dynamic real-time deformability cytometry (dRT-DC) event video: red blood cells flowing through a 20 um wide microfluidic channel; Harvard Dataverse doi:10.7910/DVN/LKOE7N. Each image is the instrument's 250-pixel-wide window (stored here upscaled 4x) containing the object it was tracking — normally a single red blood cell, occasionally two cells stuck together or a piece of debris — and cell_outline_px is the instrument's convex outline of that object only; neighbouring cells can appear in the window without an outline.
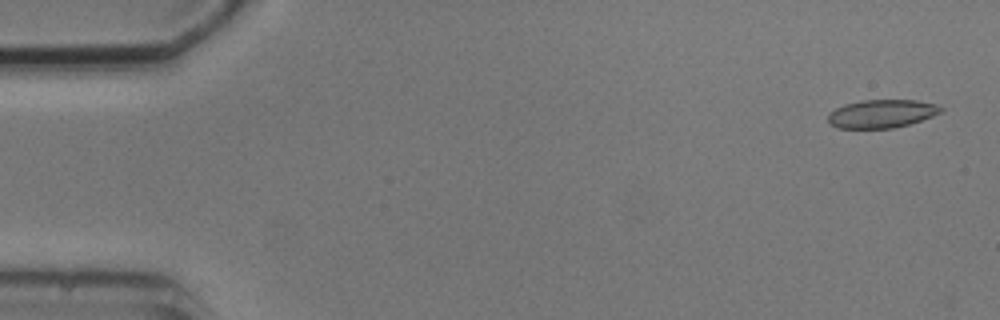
{"species": "common noctule bat (a hibernating species)", "species_latin": "Nyctalus noctula", "temperature_condition": "cold", "stored_images_in_passage": 4, "camera_frame_rate_fps": 3000, "um_per_image_px": 0.085, "animal": {"sex": "male", "body_mass_g": 20.5, "forearm_length_mm": 52.5}, "frame": {"image": 1, "passage_image": 1, "time_ms": 0.0, "image_size_px": [1000, 320], "cell_outline_px": [[944, 112], [908, 124], [892, 128], [836, 128], [828, 120], [828, 112], [844, 104], [860, 100], [916, 100], [940, 104], [944, 108]], "centroid_in_image_um": [74.97, 9.65], "position_along_channel_um": 10.0, "area_um2": 18.73}}